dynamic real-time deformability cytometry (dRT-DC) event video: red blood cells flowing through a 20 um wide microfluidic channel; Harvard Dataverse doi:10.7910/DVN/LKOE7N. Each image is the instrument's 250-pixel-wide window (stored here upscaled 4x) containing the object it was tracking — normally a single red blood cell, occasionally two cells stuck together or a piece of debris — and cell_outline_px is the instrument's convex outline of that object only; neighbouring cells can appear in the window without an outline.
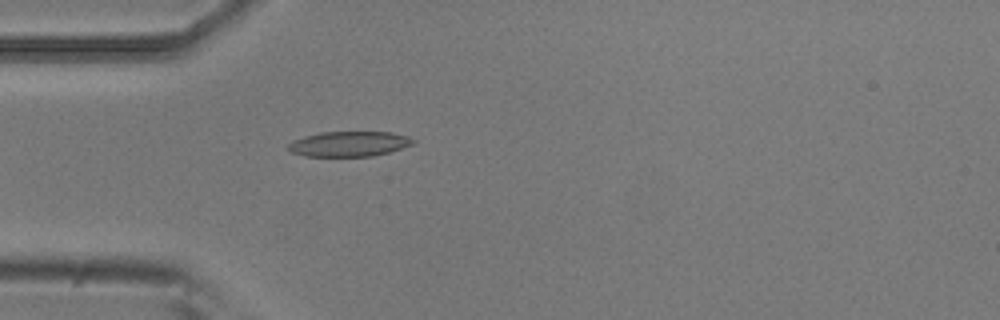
{"species": "common noctule bat (a hibernating species)", "species_latin": "Nyctalus noctula", "temperature_condition": "room temperature", "stored_images_in_passage": 5, "camera_frame_rate_fps": 3000, "um_per_image_px": 0.085, "animal": {"sex": "male", "body_mass_g": 20.5, "forearm_length_mm": 52.5}, "frame": {"image": 1, "passage_image": 5, "time_ms": 1.333, "image_size_px": [1000, 320], "cell_outline_px": [[416, 140], [412, 144], [388, 152], [372, 156], [304, 156], [292, 152], [288, 148], [288, 144], [292, 140], [304, 136], [320, 132], [392, 132], [408, 136]], "centroid_in_image_um": [29.65, 12.22], "position_along_channel_um": 55.3, "area_um2": 18.21}}